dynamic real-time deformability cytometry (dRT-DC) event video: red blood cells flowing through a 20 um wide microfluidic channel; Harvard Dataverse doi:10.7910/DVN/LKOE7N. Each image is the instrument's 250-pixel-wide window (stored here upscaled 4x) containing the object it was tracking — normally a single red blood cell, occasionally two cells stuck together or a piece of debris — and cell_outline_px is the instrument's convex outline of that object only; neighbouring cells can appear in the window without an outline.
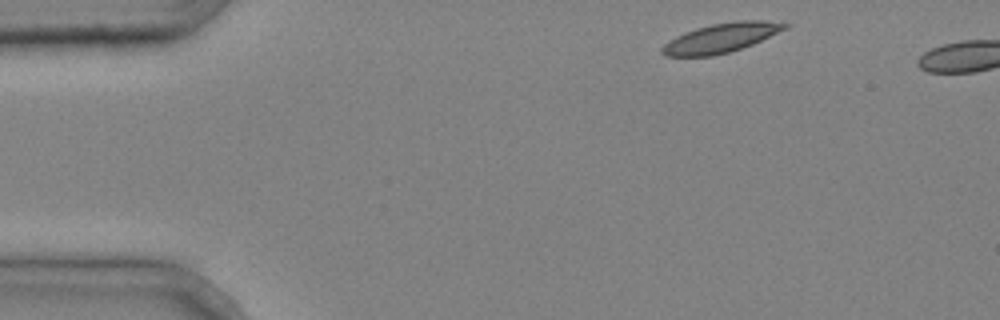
{"species": "common noctule bat (a hibernating species)", "species_latin": "Nyctalus noctula", "temperature_condition": "cold", "stored_images_in_passage": 2, "camera_frame_rate_fps": 3000, "um_per_image_px": 0.085, "animal": {"sex": "male", "body_mass_g": 20.4}, "frame": {"image": 1, "passage_image": 1, "time_ms": 0.0, "image_size_px": [1000, 320], "cell_outline_px": [[792, 24], [788, 28], [752, 44], [728, 52], [712, 56], [664, 56], [660, 52], [660, 48], [668, 40], [684, 32], [696, 28], [712, 24], [736, 20], [764, 20]], "centroid_in_image_um": [61.27, 3.21], "position_along_channel_um": 23.7, "area_um2": 21.04}}